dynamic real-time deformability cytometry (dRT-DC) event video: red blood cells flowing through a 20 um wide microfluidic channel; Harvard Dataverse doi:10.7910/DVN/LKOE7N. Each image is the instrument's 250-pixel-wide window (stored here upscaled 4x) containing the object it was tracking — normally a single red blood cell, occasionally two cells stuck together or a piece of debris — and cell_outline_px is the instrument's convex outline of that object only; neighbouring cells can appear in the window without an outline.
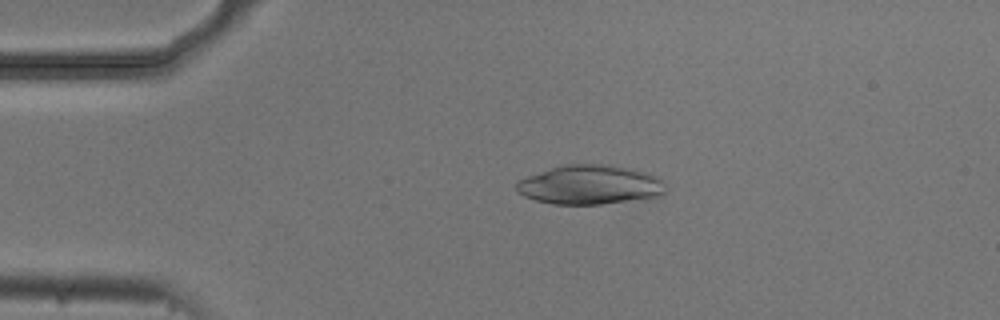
{"species": "common noctule bat (a hibernating species)", "species_latin": "Nyctalus noctula", "temperature_condition": "cold", "stored_images_in_passage": 4, "camera_frame_rate_fps": 3000, "um_per_image_px": 0.085, "animal": {"sex": "male", "body_mass_g": 20.5, "forearm_length_mm": 52.5}, "frame": {"image": 1, "passage_image": 3, "time_ms": 0.667, "image_size_px": [1000, 320], "cell_outline_px": [[668, 192], [660, 196], [600, 204], [552, 204], [536, 200], [524, 196], [516, 192], [516, 184], [520, 180], [528, 176], [552, 168], [568, 164], [600, 164], [632, 168], [648, 172], [660, 176], [664, 180], [668, 188]], "centroid_in_image_um": [50.23, 15.7], "position_along_channel_um": 34.8, "area_um2": 34.33}}
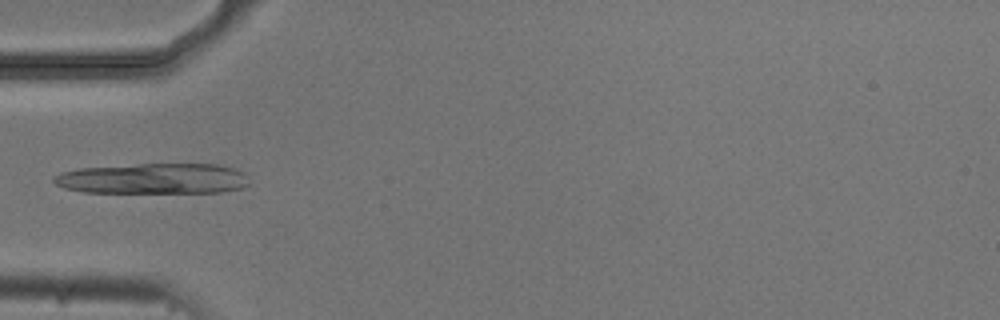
{"frame": {"image": 2, "passage_image": 4, "time_ms": 1.0, "image_size_px": [1000, 320], "cell_outline_px": [[248, 184], [244, 188], [220, 192], [84, 192], [64, 188], [56, 184], [52, 180], [60, 172], [80, 168], [140, 164], [216, 164], [232, 168], [244, 172]], "centroid_in_image_um": [13.02, 15.18], "position_along_channel_um": 72.0, "area_um2": 34.62}}